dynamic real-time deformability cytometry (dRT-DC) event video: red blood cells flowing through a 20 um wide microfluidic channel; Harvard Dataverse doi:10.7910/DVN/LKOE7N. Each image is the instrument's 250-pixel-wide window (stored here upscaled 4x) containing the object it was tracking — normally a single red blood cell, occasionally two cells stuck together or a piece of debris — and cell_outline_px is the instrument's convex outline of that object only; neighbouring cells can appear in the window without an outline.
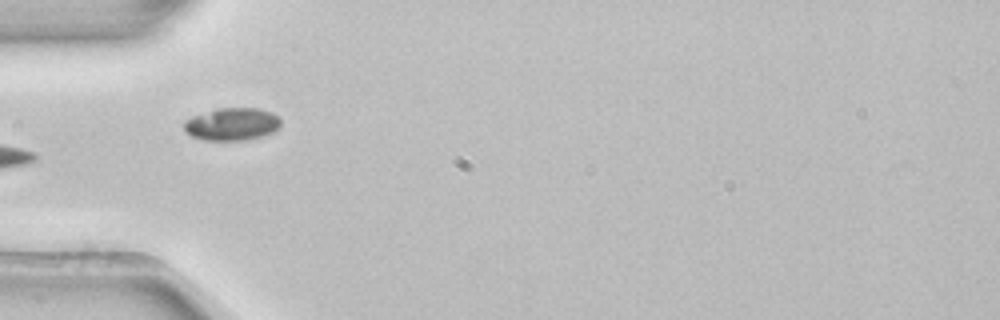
{"species": "common noctule bat (a hibernating species)", "species_latin": "Nyctalus noctula", "temperature_condition": "room temperature", "stored_images_in_passage": 3, "camera_frame_rate_fps": 3000, "um_per_image_px": 0.085, "animal": {"sex": "female", "body_mass_g": 22.7, "forearm_length_mm": 54.2}, "frame": {"image": 1, "passage_image": 3, "time_ms": 0.667, "image_size_px": [1000, 320], "cell_outline_px": [[280, 128], [272, 132], [260, 136], [244, 140], [204, 140], [192, 136], [184, 132], [184, 120], [192, 116], [216, 108], [260, 108], [272, 112], [280, 120]], "centroid_in_image_um": [19.69, 10.54], "position_along_channel_um": 65.3, "area_um2": 18.44}}